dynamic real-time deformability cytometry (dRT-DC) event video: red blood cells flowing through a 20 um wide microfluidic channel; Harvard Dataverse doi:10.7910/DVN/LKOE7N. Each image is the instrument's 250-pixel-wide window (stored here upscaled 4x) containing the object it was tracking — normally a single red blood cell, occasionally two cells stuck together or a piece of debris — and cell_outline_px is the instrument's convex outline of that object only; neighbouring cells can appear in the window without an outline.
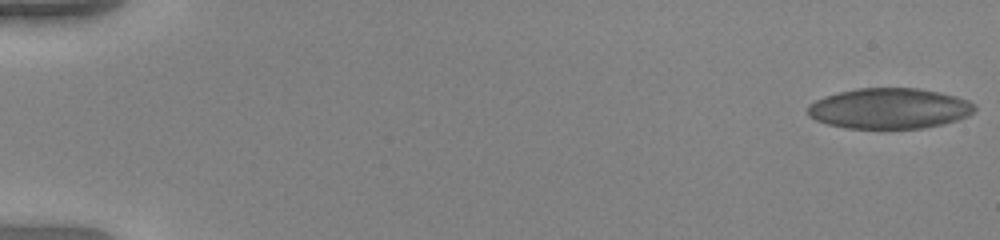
{"species": "human", "species_latin": "Homo sapiens", "temperature_condition": "warm", "stored_images_in_passage": 53, "camera_frame_rate_fps": 3000, "um_per_image_px": 0.085, "donor": {"sex": "female"}, "frame": {"image": 1, "passage_image": 1, "time_ms": 0.0, "image_size_px": [1000, 240], "cell_outline_px": [[976, 108], [968, 116], [944, 124], [924, 128], [844, 128], [828, 124], [816, 120], [808, 116], [808, 104], [824, 96], [856, 88], [916, 88], [940, 92], [956, 96], [968, 100], [976, 104]], "centroid_in_image_um": [75.6, 9.22], "position_along_channel_um": 9.4, "area_um2": 39.59}}
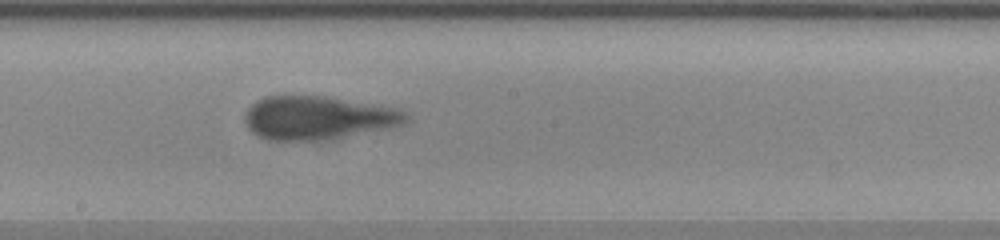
{"frame": {"image": 2, "passage_image": 31, "time_ms": 10.0, "image_size_px": [1000, 240], "cell_outline_px": [[408, 124], [392, 128], [312, 140], [268, 140], [256, 136], [244, 124], [244, 116], [248, 108], [256, 100], [264, 96], [320, 96], [400, 108], [408, 116]], "centroid_in_image_um": [27.01, 10.0], "position_along_channel_um": 221.2, "area_um2": 40.58}}
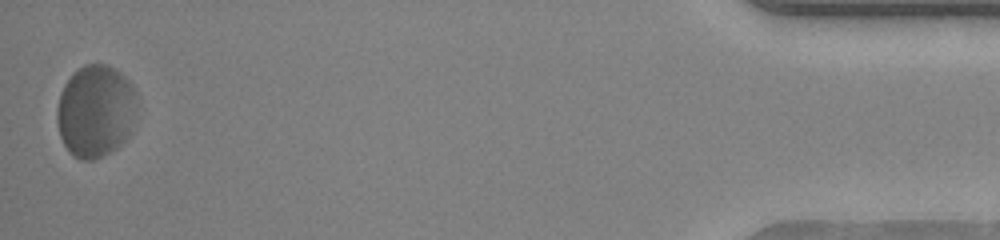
{"frame": {"image": 3, "passage_image": 53, "time_ms": 17.333, "image_size_px": [1000, 240], "cell_outline_px": [[136, 108], [132, 132], [116, 148], [92, 160], [80, 160], [72, 156], [68, 152], [60, 136], [56, 120], [56, 108], [64, 84], [84, 64], [108, 64], [116, 68], [136, 88]], "centroid_in_image_um": [8.13, 9.44], "position_along_channel_um": 427.1, "area_um2": 43.41}, "authors_computed_cell_mechanics": {"area_um2": 39.882, "velocity_mm_per_s": 3.8882, "shape_relaxation_time_tau1_ms": 3.0546, "shape_relaxation_time_tau2_ms": 1.3215, "deformation_change_tau1": 0.1465, "deformation_change_tau2": 0.1208}}